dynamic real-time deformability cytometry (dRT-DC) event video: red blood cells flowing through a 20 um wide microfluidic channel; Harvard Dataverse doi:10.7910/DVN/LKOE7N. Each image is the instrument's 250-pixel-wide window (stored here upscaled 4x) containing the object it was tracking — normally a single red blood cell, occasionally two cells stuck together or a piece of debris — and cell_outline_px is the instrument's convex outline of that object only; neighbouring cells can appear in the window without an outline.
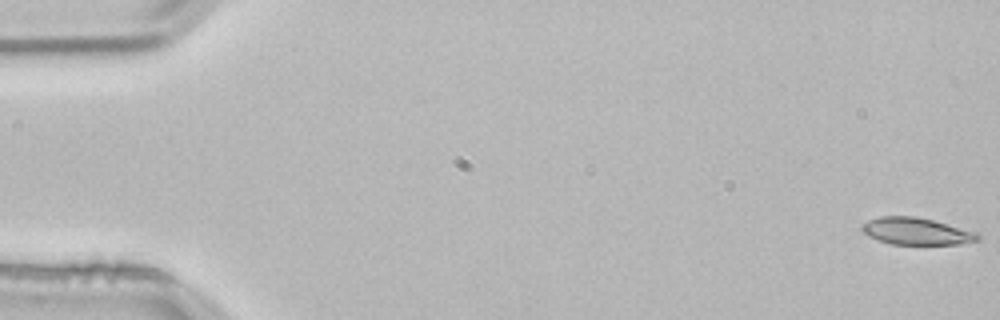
{"species": "common noctule bat (a hibernating species)", "species_latin": "Nyctalus noctula", "temperature_condition": "room temperature", "stored_images_in_passage": 4, "camera_frame_rate_fps": 3000, "um_per_image_px": 0.085, "animal": {"sex": "male", "body_mass_g": 21.5, "forearm_length_mm": 52.0}, "frame": {"image": 1, "passage_image": 1, "time_ms": 0.0, "image_size_px": [1000, 320], "cell_outline_px": [[980, 240], [960, 244], [892, 244], [868, 236], [860, 228], [860, 224], [868, 220], [880, 216], [916, 216], [932, 220], [976, 232], [980, 236]], "centroid_in_image_um": [77.86, 19.65], "position_along_channel_um": 7.1, "area_um2": 18.15}}
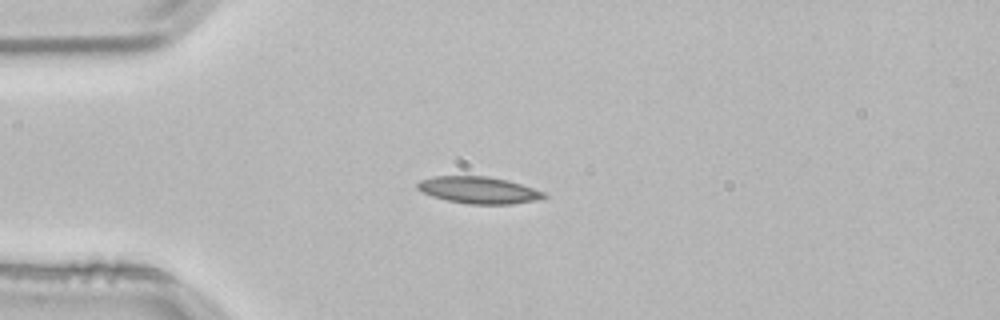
{"frame": {"image": 2, "passage_image": 3, "time_ms": 0.667, "image_size_px": [1000, 320], "cell_outline_px": [[548, 196], [536, 200], [512, 204], [468, 204], [448, 200], [432, 196], [416, 188], [416, 184], [420, 180], [436, 176], [488, 176], [520, 184], [544, 192]], "centroid_in_image_um": [40.67, 16.16], "position_along_channel_um": 44.3, "area_um2": 19.54}}
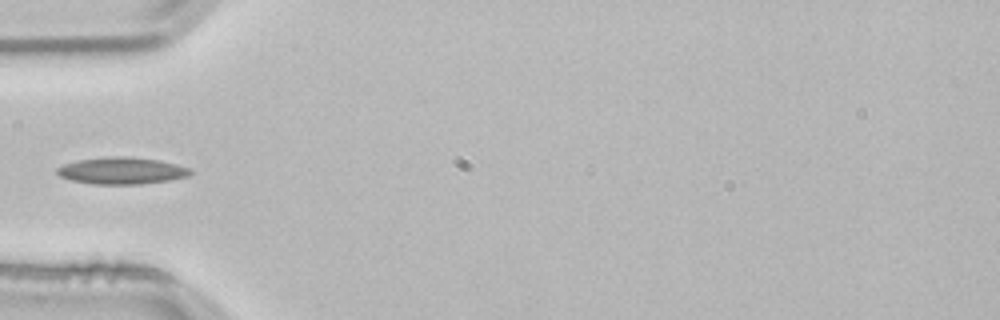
{"frame": {"image": 3, "passage_image": 4, "time_ms": 1.0, "image_size_px": [1000, 320], "cell_outline_px": [[192, 172], [188, 176], [168, 180], [140, 184], [92, 184], [72, 180], [60, 176], [56, 172], [56, 168], [64, 164], [76, 160], [108, 156], [128, 156], [160, 160], [192, 168]], "centroid_in_image_um": [10.34, 14.5], "position_along_channel_um": 74.7, "area_um2": 20.98}}